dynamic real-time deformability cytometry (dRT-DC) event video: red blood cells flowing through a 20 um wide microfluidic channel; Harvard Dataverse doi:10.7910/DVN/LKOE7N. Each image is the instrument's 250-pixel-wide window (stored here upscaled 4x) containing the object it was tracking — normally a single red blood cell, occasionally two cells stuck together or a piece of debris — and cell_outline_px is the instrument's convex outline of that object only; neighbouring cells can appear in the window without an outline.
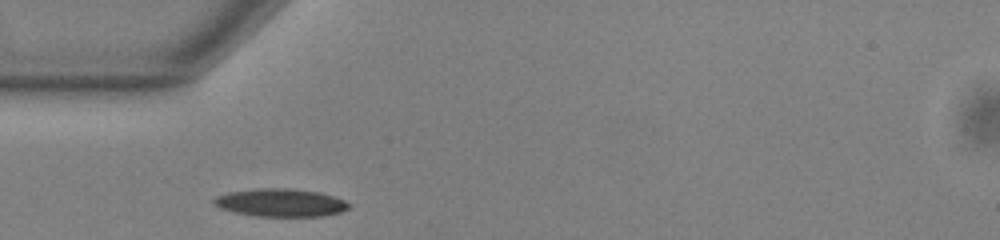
{"species": "common noctule bat (a hibernating species)", "species_latin": "Nyctalus noctula", "temperature_condition": "warm", "stored_images_in_passage": 29, "camera_frame_rate_fps": 3000, "um_per_image_px": 0.085, "animal": {"sex": "male", "body_mass_g": 13.0, "forearm_length_mm": 53.1}, "frame": {"image": 1, "passage_image": 1, "time_ms": 0.0, "image_size_px": [1000, 240], "cell_outline_px": [[348, 208], [340, 212], [324, 216], [256, 216], [236, 212], [220, 208], [212, 204], [212, 200], [216, 196], [228, 192], [256, 188], [292, 188], [320, 192], [344, 200], [348, 204]], "centroid_in_image_um": [23.81, 17.22], "position_along_channel_um": 61.2, "area_um2": 21.96}}
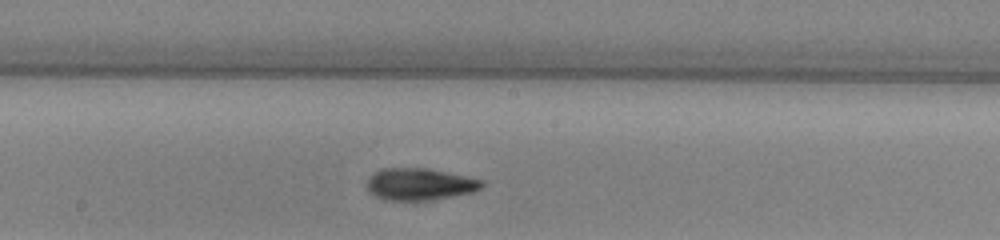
{"frame": {"image": 2, "passage_image": 13, "time_ms": 4.0, "image_size_px": [1000, 240], "cell_outline_px": [[484, 188], [472, 192], [452, 196], [424, 200], [388, 200], [376, 196], [368, 192], [368, 176], [372, 172], [380, 168], [428, 168], [484, 180]], "centroid_in_image_um": [35.67, 15.64], "position_along_channel_um": 212.5, "area_um2": 21.44}}
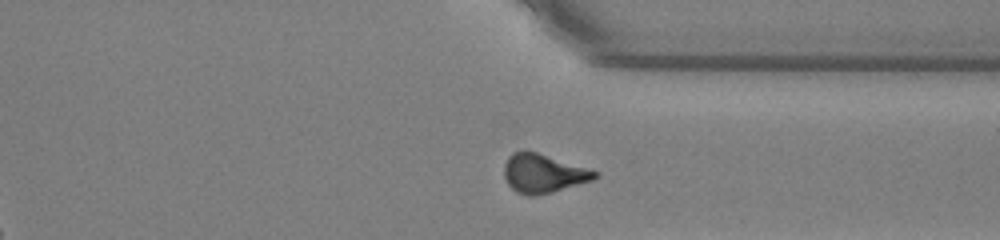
{"frame": {"image": 3, "passage_image": 25, "time_ms": 8.0, "image_size_px": [1000, 240], "cell_outline_px": [[600, 176], [592, 180], [552, 192], [528, 196], [516, 192], [508, 184], [504, 176], [504, 164], [508, 156], [512, 152], [536, 152], [600, 172]], "centroid_in_image_um": [46.18, 14.75], "position_along_channel_um": 365.2, "area_um2": 20.23}, "authors_computed_cell_mechanics": {"area_um2": 20.5768, "velocity_mm_per_s": 3.8331, "shape_relaxation_time_tau1_ms": 10.1818, "shape_relaxation_time_tau2_ms": 2.3048, "deformation_change_tau1": 0.2361, "deformation_change_tau2": 0.1005}}